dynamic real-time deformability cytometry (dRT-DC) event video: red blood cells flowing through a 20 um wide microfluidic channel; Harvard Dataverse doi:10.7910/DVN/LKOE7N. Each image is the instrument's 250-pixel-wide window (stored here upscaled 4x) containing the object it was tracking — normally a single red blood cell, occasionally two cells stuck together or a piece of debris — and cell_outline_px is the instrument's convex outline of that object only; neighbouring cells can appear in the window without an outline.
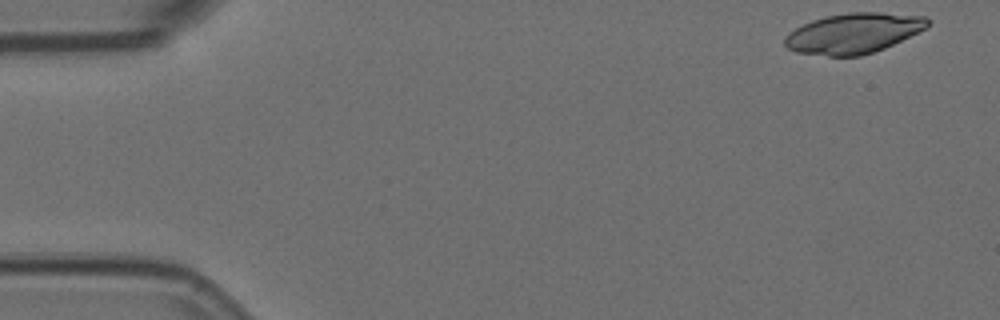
{"species": "Egyptian fruit bat (a non-hibernating species)", "species_latin": "Rousettus aegyptiacus", "temperature_condition": "room temperature", "stored_images_in_passage": 4, "camera_frame_rate_fps": 3000, "um_per_image_px": 0.085, "animal": {"sex": "female"}, "frame": {"image": 1, "passage_image": 1, "time_ms": 0.0, "image_size_px": [1000, 320], "cell_outline_px": [[932, 20], [924, 28], [884, 48], [860, 56], [828, 56], [796, 52], [788, 48], [784, 44], [784, 40], [788, 32], [812, 20], [828, 16], [848, 12], [880, 12], [924, 16]], "centroid_in_image_um": [72.52, 2.82], "position_along_channel_um": 12.5, "area_um2": 33.12}}